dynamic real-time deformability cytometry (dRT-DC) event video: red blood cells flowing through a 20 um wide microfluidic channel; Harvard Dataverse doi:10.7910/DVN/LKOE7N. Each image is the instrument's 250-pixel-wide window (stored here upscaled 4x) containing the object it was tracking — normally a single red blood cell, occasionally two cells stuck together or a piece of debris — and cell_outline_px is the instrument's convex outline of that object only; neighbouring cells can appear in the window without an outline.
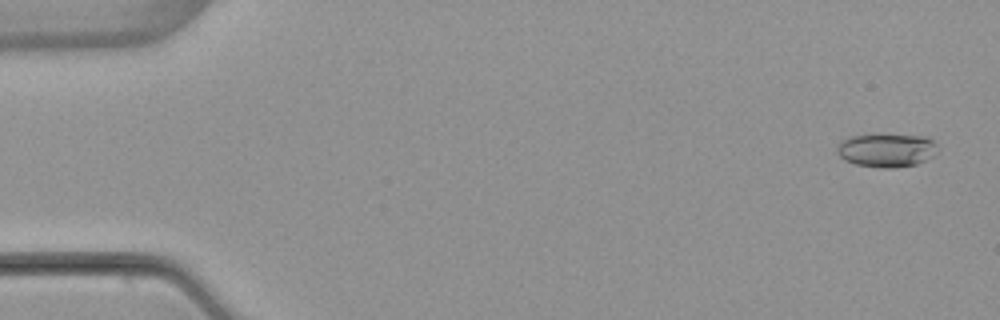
{"species": "common noctule bat (a hibernating species)", "species_latin": "Nyctalus noctula", "temperature_condition": "warm", "stored_images_in_passage": 5, "camera_frame_rate_fps": 3000, "um_per_image_px": 0.085, "animal": {"sex": "female", "body_mass_g": 22.7, "forearm_length_mm": 54.2}, "frame": {"image": 1, "passage_image": 1, "time_ms": 0.0, "image_size_px": [1000, 320], "cell_outline_px": [[936, 144], [932, 156], [916, 164], [896, 168], [880, 168], [856, 164], [844, 160], [836, 152], [836, 148], [840, 140], [848, 136], [876, 132], [924, 136], [932, 140]], "centroid_in_image_um": [75.27, 12.72], "position_along_channel_um": 9.7, "area_um2": 20.29}}
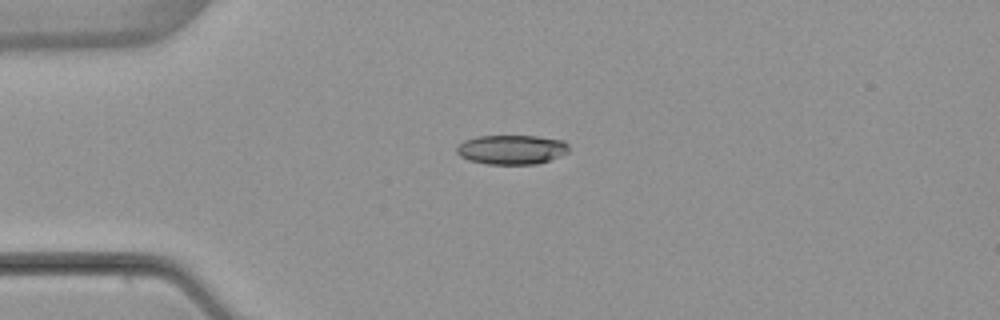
{"frame": {"image": 2, "passage_image": 4, "time_ms": 3.667, "image_size_px": [1000, 320], "cell_outline_px": [[568, 152], [560, 156], [536, 164], [488, 164], [468, 160], [460, 156], [456, 152], [456, 148], [464, 140], [476, 136], [536, 136], [564, 140], [568, 144]], "centroid_in_image_um": [43.48, 12.71], "position_along_channel_um": 41.5, "area_um2": 19.25}}